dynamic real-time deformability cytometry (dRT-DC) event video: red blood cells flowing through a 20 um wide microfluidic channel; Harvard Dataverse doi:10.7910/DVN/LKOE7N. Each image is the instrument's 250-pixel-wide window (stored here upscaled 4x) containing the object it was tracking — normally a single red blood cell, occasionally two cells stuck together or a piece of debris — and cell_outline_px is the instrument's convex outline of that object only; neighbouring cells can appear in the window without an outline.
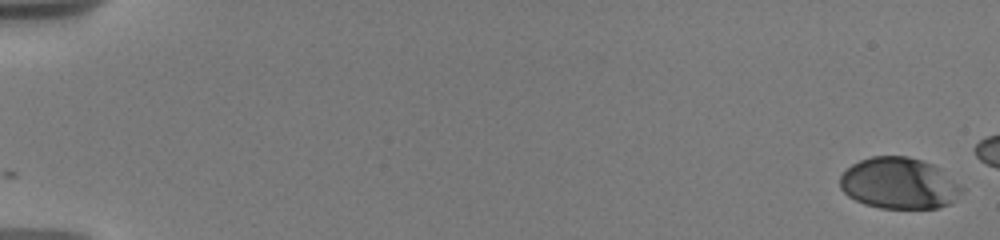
{"species": "human", "species_latin": "Homo sapiens", "temperature_condition": "warm", "stored_images_in_passage": 16, "camera_frame_rate_fps": 3000, "um_per_image_px": 0.085, "donor": {"sex": "male"}, "frame": {"image": 1, "passage_image": 1, "time_ms": 0.0, "image_size_px": [1000, 240], "cell_outline_px": [[964, 188], [948, 204], [936, 208], [880, 208], [864, 204], [848, 196], [840, 188], [840, 176], [852, 164], [860, 160], [872, 156], [908, 156], [932, 164], [940, 168], [960, 184]], "centroid_in_image_um": [76.39, 15.57], "position_along_channel_um": 8.6, "area_um2": 36.18}}